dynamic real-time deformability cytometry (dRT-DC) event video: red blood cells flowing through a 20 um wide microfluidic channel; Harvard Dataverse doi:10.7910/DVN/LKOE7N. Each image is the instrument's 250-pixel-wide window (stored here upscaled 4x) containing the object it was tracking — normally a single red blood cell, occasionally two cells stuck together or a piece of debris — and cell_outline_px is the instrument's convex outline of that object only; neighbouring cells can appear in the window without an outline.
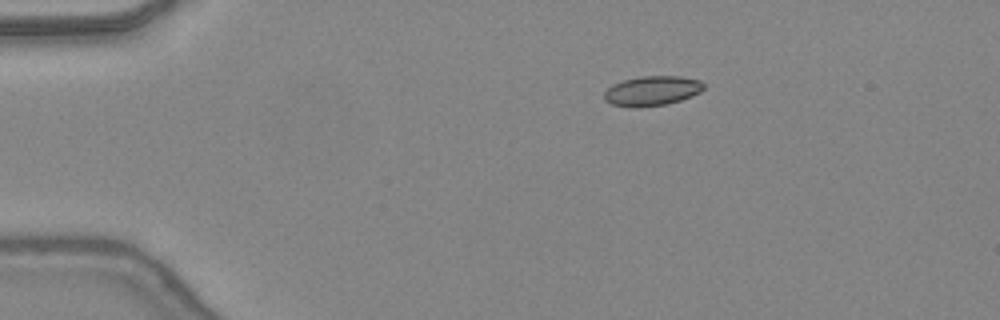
{"species": "common noctule bat (a hibernating species)", "species_latin": "Nyctalus noctula", "temperature_condition": "warm", "stored_images_in_passage": 24, "camera_frame_rate_fps": 3000, "um_per_image_px": 0.085, "animal": {"sex": "female", "body_mass_g": 24.6, "forearm_length_mm": 56.2}, "frame": {"image": 1, "passage_image": 1, "time_ms": 0.0, "image_size_px": [1000, 320], "cell_outline_px": [[704, 88], [700, 92], [692, 96], [668, 104], [640, 108], [632, 108], [612, 104], [604, 100], [604, 92], [612, 84], [624, 80], [640, 76], [680, 76], [700, 80], [704, 84]], "centroid_in_image_um": [55.41, 7.73], "position_along_channel_um": 29.6, "area_um2": 17.46}}
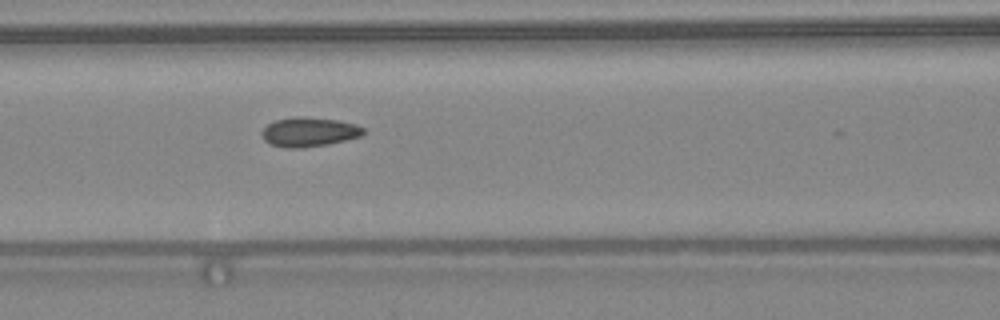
{"frame": {"image": 2, "passage_image": 13, "time_ms": 4.0, "image_size_px": [1000, 320], "cell_outline_px": [[364, 132], [360, 136], [328, 144], [300, 148], [284, 148], [272, 144], [264, 140], [260, 132], [268, 124], [276, 120], [292, 116], [304, 116], [336, 120], [356, 124], [364, 128]], "centroid_in_image_um": [26.24, 11.21], "position_along_channel_um": 140.4, "area_um2": 17.34}}
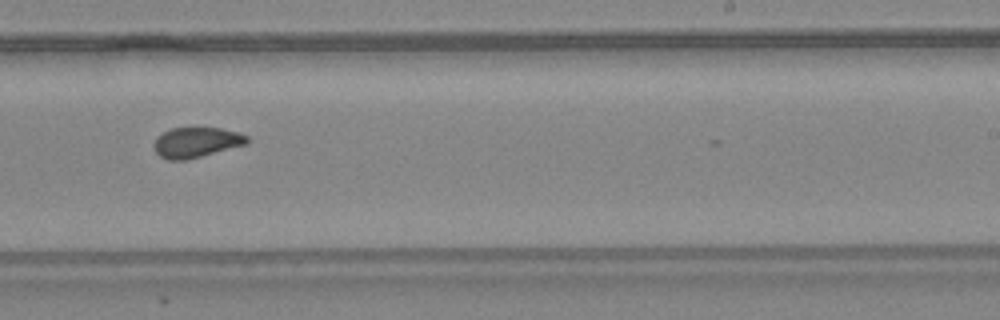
{"frame": {"image": 3, "passage_image": 22, "time_ms": 7.0, "image_size_px": [1000, 320], "cell_outline_px": [[248, 144], [188, 160], [168, 160], [160, 156], [152, 148], [152, 144], [156, 136], [172, 128], [220, 128], [240, 132], [248, 136]], "centroid_in_image_um": [16.68, 12.11], "position_along_channel_um": 272.3, "area_um2": 16.7}}